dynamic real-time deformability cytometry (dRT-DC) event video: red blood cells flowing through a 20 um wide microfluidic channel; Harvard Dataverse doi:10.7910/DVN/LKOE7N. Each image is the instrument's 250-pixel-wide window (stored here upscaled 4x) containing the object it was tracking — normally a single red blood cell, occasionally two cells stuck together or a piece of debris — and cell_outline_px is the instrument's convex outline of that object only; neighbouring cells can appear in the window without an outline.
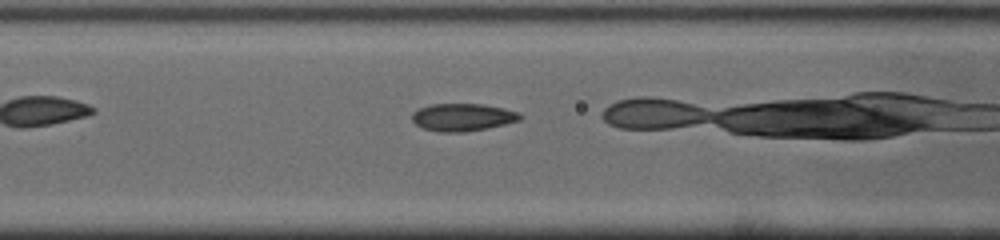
{"species": "common noctule bat (a hibernating species)", "species_latin": "Nyctalus noctula", "temperature_condition": "cold", "stored_images_in_passage": 22, "camera_frame_rate_fps": 3000, "um_per_image_px": 0.085, "animal": {"sex": "male", "body_mass_g": 19.0, "forearm_length_mm": 50.8}, "frame": {"image": 1, "passage_image": 4, "time_ms": 1.0, "image_size_px": [1000, 240], "cell_outline_px": [[524, 116], [520, 120], [504, 124], [484, 128], [460, 132], [440, 132], [424, 128], [416, 124], [412, 120], [412, 112], [420, 108], [432, 104], [480, 104], [504, 108], [520, 112]], "centroid_in_image_um": [39.34, 9.95], "position_along_channel_um": 127.3, "area_um2": 17.17}}